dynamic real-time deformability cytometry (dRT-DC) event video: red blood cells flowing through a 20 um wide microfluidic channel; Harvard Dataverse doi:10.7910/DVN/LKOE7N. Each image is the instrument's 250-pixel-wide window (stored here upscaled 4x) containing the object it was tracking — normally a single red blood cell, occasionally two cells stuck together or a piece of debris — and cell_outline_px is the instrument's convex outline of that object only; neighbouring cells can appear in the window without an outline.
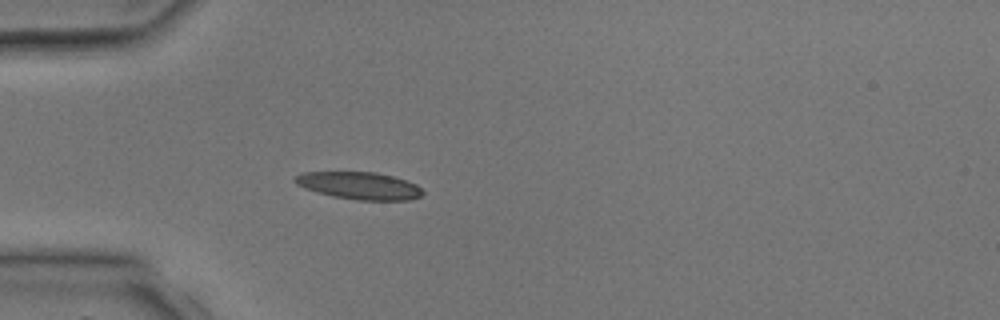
{"species": "common noctule bat (a hibernating species)", "species_latin": "Nyctalus noctula", "temperature_condition": "room temperature", "stored_images_in_passage": 3, "camera_frame_rate_fps": 3000, "um_per_image_px": 0.085, "animal": {"sex": "male", "body_mass_g": 17.9, "forearm_length_mm": 54.2}, "frame": {"image": 1, "passage_image": 3, "time_ms": 2.667, "image_size_px": [1000, 320], "cell_outline_px": [[424, 192], [420, 196], [408, 200], [356, 200], [332, 196], [304, 188], [296, 184], [292, 180], [296, 176], [304, 172], [376, 172], [408, 180], [416, 184]], "centroid_in_image_um": [30.54, 15.78], "position_along_channel_um": 54.5, "area_um2": 20.35}}